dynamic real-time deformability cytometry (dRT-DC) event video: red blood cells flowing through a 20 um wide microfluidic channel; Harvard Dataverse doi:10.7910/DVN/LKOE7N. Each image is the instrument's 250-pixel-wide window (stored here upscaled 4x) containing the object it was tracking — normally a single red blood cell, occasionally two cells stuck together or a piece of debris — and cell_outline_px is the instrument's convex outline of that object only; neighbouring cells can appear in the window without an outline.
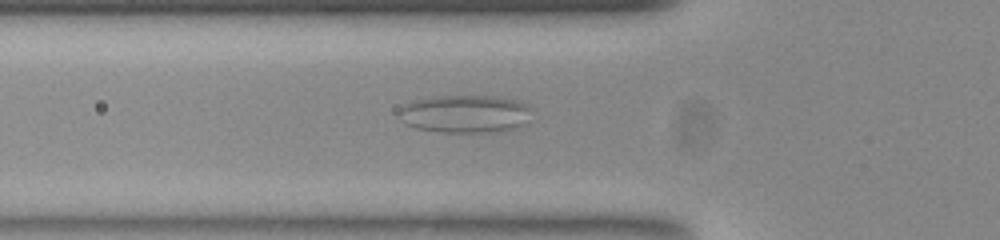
{"species": "common noctule bat (a hibernating species)", "species_latin": "Nyctalus noctula", "temperature_condition": "room temperature", "stored_images_in_passage": 58, "camera_frame_rate_fps": 3000, "um_per_image_px": 0.085, "animal": {"sex": "female", "body_mass_g": 23.0, "forearm_length_mm": 53.4}, "frame": {"image": 1, "passage_image": 20, "time_ms": 6.333, "image_size_px": [1000, 240], "cell_outline_px": [[536, 108], [524, 124], [500, 132], [444, 132], [416, 128], [408, 124], [400, 112], [400, 108], [404, 104], [412, 100], [436, 96], [500, 96], [520, 100]], "centroid_in_image_um": [39.65, 9.66], "position_along_channel_um": 86.1, "area_um2": 29.54}}
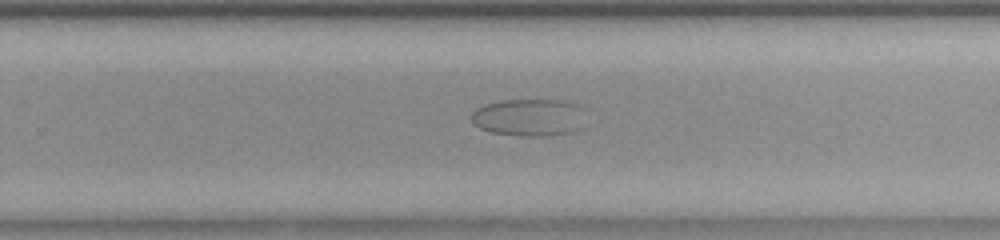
{"frame": {"image": 2, "passage_image": 37, "time_ms": 12.0, "image_size_px": [1000, 240], "cell_outline_px": [[584, 108], [580, 128], [572, 132], [548, 136], [520, 136], [492, 132], [480, 128], [472, 120], [472, 112], [476, 108], [484, 104], [500, 100], [568, 100], [580, 104]], "centroid_in_image_um": [45.0, 9.96], "position_along_channel_um": 284.8, "area_um2": 25.09}}
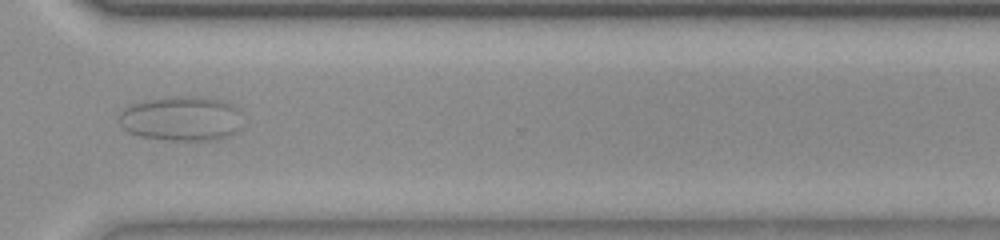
{"frame": {"image": 3, "passage_image": 43, "time_ms": 14.0, "image_size_px": [1000, 240], "cell_outline_px": [[236, 108], [232, 132], [224, 136], [208, 140], [176, 140], [140, 136], [128, 132], [120, 124], [120, 112], [128, 104], [144, 100], [184, 96], [208, 96], [232, 104]], "centroid_in_image_um": [15.26, 10.04], "position_along_channel_um": 355.3, "area_um2": 31.04}}